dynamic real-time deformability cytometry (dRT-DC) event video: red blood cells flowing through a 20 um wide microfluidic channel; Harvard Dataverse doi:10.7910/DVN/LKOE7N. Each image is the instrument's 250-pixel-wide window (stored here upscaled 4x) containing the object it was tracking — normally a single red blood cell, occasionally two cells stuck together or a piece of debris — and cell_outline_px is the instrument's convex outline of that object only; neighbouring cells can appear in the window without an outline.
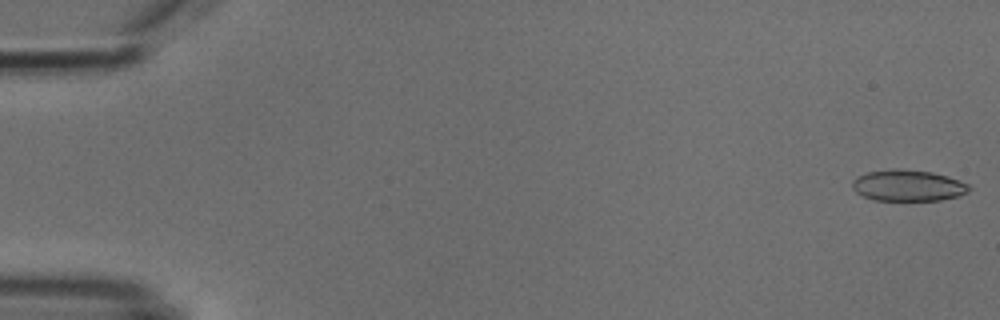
{"species": "common noctule bat (a hibernating species)", "species_latin": "Nyctalus noctula", "temperature_condition": "cold", "stored_images_in_passage": 5, "camera_frame_rate_fps": 3000, "um_per_image_px": 0.085, "animal": {"sex": "male", "body_mass_g": 18.8}, "frame": {"image": 1, "passage_image": 1, "time_ms": 0.0, "image_size_px": [1000, 320], "cell_outline_px": [[972, 188], [968, 192], [960, 196], [940, 200], [872, 200], [856, 192], [852, 188], [852, 180], [856, 176], [868, 172], [888, 168], [900, 168], [932, 172], [948, 176], [968, 184]], "centroid_in_image_um": [77.17, 15.76], "position_along_channel_um": 7.8, "area_um2": 21.56}}